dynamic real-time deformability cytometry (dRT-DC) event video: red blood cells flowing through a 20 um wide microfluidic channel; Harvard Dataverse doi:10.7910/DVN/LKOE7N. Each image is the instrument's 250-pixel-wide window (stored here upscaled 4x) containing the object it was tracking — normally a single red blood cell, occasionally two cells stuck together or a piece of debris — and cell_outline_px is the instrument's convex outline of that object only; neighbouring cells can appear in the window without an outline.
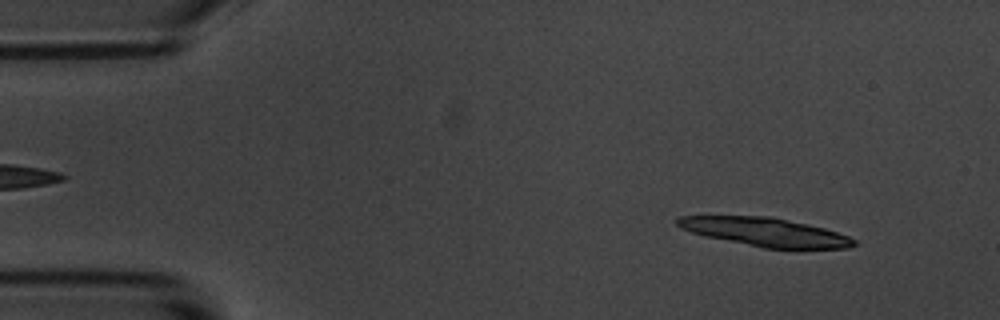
{"species": "common noctule bat (a hibernating species)", "species_latin": "Nyctalus noctula", "temperature_condition": "room temperature", "stored_images_in_passage": 4, "camera_frame_rate_fps": 3000, "um_per_image_px": 0.085, "animal": {"sex": "male", "body_mass_g": 20.1, "forearm_length_mm": 53.5}, "frame": {"image": 1, "passage_image": 1, "time_ms": 0.0, "image_size_px": [1000, 320], "cell_outline_px": [[860, 244], [848, 248], [764, 248], [704, 236], [680, 228], [676, 224], [676, 216], [768, 216], [824, 228], [848, 236], [856, 240]], "centroid_in_image_um": [65.03, 19.72], "position_along_channel_um": 20.0, "area_um2": 29.13}}